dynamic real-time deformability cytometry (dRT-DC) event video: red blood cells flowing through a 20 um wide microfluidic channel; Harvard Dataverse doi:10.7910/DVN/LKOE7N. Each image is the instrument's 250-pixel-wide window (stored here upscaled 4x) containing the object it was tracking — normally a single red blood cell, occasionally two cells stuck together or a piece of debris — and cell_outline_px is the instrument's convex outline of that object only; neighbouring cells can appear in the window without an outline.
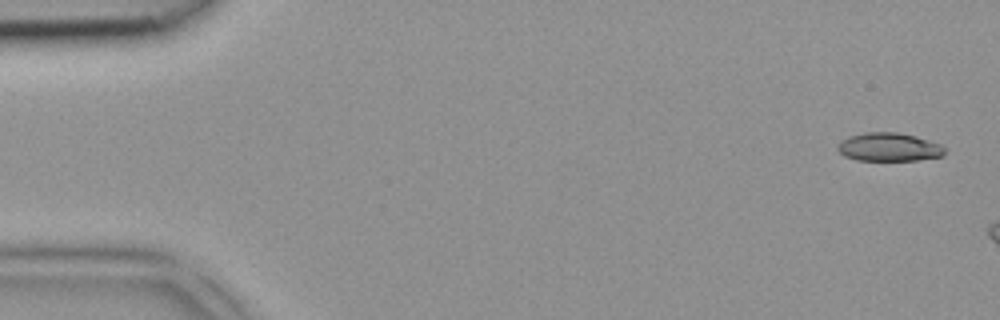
{"species": "common noctule bat (a hibernating species)", "species_latin": "Nyctalus noctula", "temperature_condition": "room temperature", "stored_images_in_passage": 4, "camera_frame_rate_fps": 3000, "um_per_image_px": 0.085, "animal": {"sex": "female", "body_mass_g": 18.4}, "frame": {"image": 1, "passage_image": 1, "time_ms": 0.0, "image_size_px": [1000, 320], "cell_outline_px": [[944, 156], [916, 160], [856, 160], [844, 156], [836, 148], [840, 140], [848, 136], [864, 132], [896, 132], [916, 136], [940, 144], [944, 148]], "centroid_in_image_um": [75.52, 12.49], "position_along_channel_um": 9.5, "area_um2": 17.8}}